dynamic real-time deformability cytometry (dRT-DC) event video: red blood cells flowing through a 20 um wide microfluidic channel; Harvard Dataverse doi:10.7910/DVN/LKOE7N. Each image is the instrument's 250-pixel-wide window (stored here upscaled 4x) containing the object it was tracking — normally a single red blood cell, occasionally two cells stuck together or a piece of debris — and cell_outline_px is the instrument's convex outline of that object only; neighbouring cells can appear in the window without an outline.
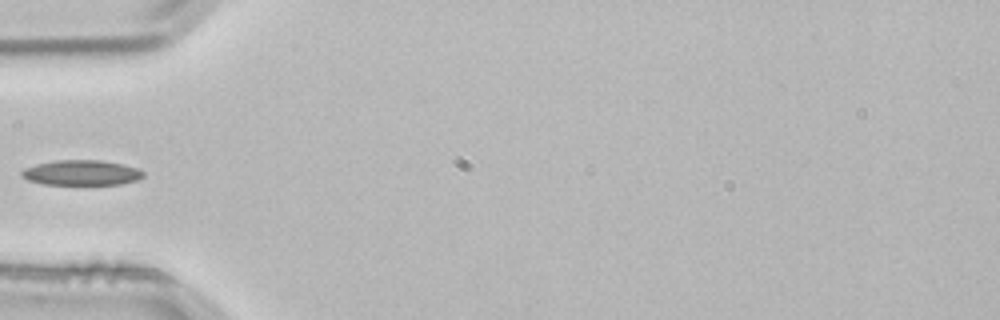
{"species": "common noctule bat (a hibernating species)", "species_latin": "Nyctalus noctula", "temperature_condition": "room temperature", "stored_images_in_passage": 3, "camera_frame_rate_fps": 3000, "um_per_image_px": 0.085, "animal": {"sex": "male", "body_mass_g": 21.5, "forearm_length_mm": 52.0}, "frame": {"image": 1, "passage_image": 3, "time_ms": 0.667, "image_size_px": [1000, 320], "cell_outline_px": [[144, 176], [136, 180], [120, 184], [44, 184], [28, 180], [20, 176], [20, 172], [24, 168], [36, 164], [56, 160], [100, 160], [140, 168], [144, 172]], "centroid_in_image_um": [6.91, 14.67], "position_along_channel_um": 78.1, "area_um2": 17.8}}